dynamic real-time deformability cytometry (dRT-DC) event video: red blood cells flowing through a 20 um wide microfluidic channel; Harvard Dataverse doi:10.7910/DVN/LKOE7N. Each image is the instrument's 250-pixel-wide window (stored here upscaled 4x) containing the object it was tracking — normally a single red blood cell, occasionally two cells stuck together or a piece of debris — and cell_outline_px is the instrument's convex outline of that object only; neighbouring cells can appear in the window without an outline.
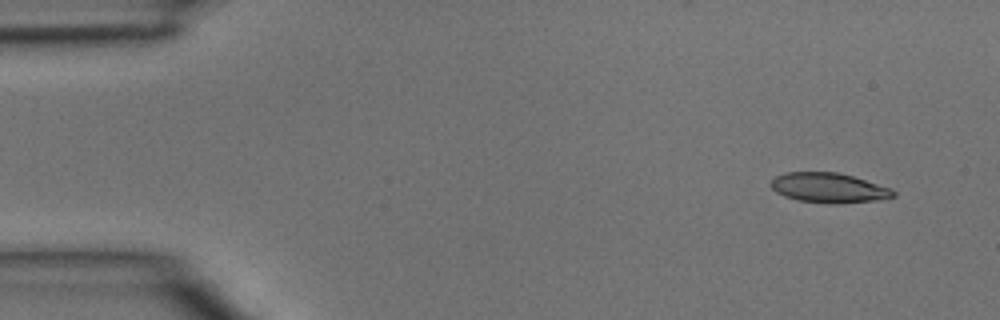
{"species": "common noctule bat (a hibernating species)", "species_latin": "Nyctalus noctula", "temperature_condition": "room temperature", "stored_images_in_passage": 4, "camera_frame_rate_fps": 3000, "um_per_image_px": 0.085, "animal": {"sex": "male", "body_mass_g": 15.6}, "frame": {"image": 1, "passage_image": 1, "time_ms": 0.0, "image_size_px": [1000, 320], "cell_outline_px": [[896, 196], [876, 200], [796, 200], [784, 196], [776, 192], [772, 188], [772, 180], [776, 176], [784, 172], [836, 172], [852, 176], [892, 188], [896, 192]], "centroid_in_image_um": [70.42, 15.9], "position_along_channel_um": 14.6, "area_um2": 20.06}}
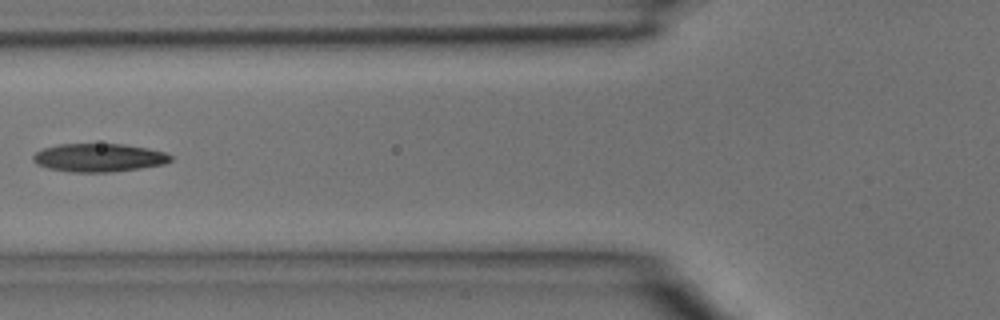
{"frame": {"image": 2, "passage_image": 4, "time_ms": 1.0, "image_size_px": [1000, 320], "cell_outline_px": [[172, 160], [164, 164], [140, 168], [108, 172], [68, 172], [48, 168], [36, 164], [32, 160], [32, 156], [36, 152], [44, 148], [60, 144], [124, 144], [148, 148], [164, 152], [172, 156]], "centroid_in_image_um": [8.39, 13.4], "position_along_channel_um": 117.4, "area_um2": 22.66}}